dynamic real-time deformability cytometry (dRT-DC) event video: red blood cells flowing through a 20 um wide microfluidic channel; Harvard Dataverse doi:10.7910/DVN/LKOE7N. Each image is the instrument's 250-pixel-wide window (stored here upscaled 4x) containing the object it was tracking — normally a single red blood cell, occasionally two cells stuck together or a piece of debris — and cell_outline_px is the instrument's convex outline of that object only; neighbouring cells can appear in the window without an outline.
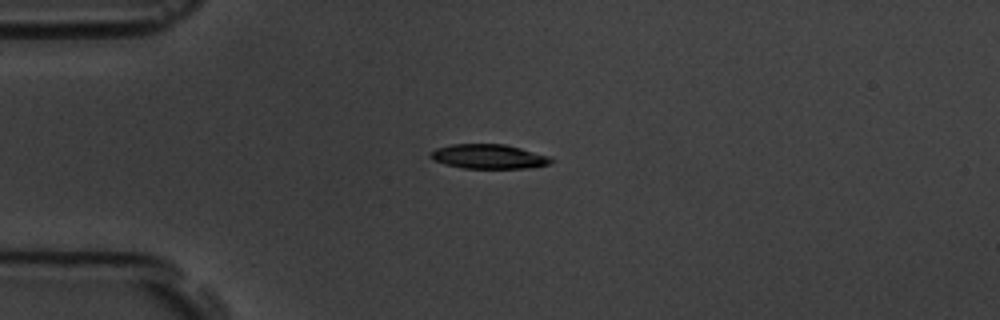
{"species": "common noctule bat (a hibernating species)", "species_latin": "Nyctalus noctula", "temperature_condition": "room temperature", "stored_images_in_passage": 3, "camera_frame_rate_fps": 3000, "um_per_image_px": 0.085, "animal": {"sex": "male", "body_mass_g": 19.5, "forearm_length_mm": 54.6}, "frame": {"image": 1, "passage_image": 1, "time_ms": 0.0, "image_size_px": [1000, 320], "cell_outline_px": [[556, 160], [548, 164], [528, 168], [464, 168], [444, 164], [432, 160], [428, 156], [436, 148], [452, 144], [504, 144], [520, 148], [548, 156]], "centroid_in_image_um": [41.51, 13.3], "position_along_channel_um": 43.5, "area_um2": 17.11}}
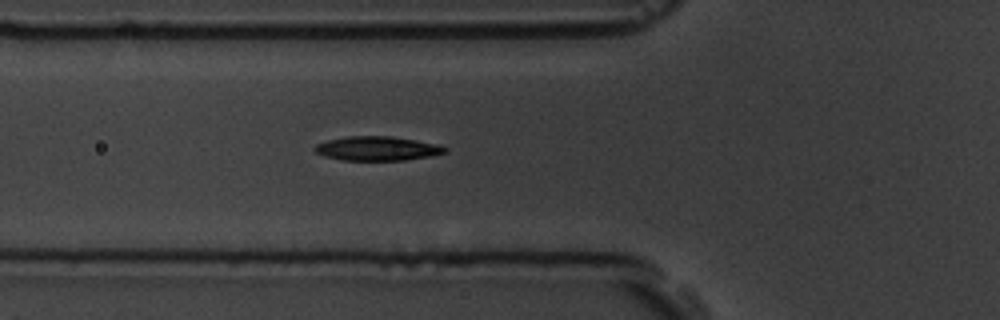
{"frame": {"image": 2, "passage_image": 3, "time_ms": 2.0, "image_size_px": [1000, 320], "cell_outline_px": [[448, 152], [432, 156], [404, 160], [344, 160], [324, 156], [316, 152], [312, 148], [316, 144], [328, 140], [348, 136], [392, 136], [440, 144], [448, 148]], "centroid_in_image_um": [32.11, 12.62], "position_along_channel_um": 93.7, "area_um2": 18.5}}